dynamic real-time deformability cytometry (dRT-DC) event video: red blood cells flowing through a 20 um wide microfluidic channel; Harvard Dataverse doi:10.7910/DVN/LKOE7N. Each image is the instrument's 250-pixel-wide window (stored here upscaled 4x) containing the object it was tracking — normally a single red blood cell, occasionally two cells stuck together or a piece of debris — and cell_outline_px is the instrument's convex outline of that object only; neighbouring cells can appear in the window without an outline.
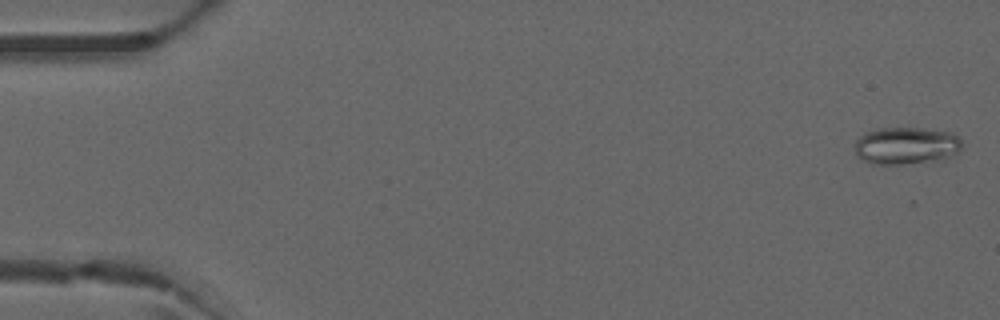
{"species": "common noctule bat (a hibernating species)", "species_latin": "Nyctalus noctula", "temperature_condition": "warm", "stored_images_in_passage": 12, "camera_frame_rate_fps": 3000, "um_per_image_px": 0.085, "animal": {"sex": "male", "forearm_length_mm": 52.5}, "frame": {"image": 1, "passage_image": 1, "time_ms": 0.0, "image_size_px": [1000, 320], "cell_outline_px": [[960, 148], [956, 152], [948, 156], [936, 160], [904, 164], [872, 164], [856, 156], [856, 140], [864, 132], [876, 128], [920, 128], [948, 132], [956, 136], [960, 140]], "centroid_in_image_um": [76.95, 12.37], "position_along_channel_um": 8.1, "area_um2": 22.95}}